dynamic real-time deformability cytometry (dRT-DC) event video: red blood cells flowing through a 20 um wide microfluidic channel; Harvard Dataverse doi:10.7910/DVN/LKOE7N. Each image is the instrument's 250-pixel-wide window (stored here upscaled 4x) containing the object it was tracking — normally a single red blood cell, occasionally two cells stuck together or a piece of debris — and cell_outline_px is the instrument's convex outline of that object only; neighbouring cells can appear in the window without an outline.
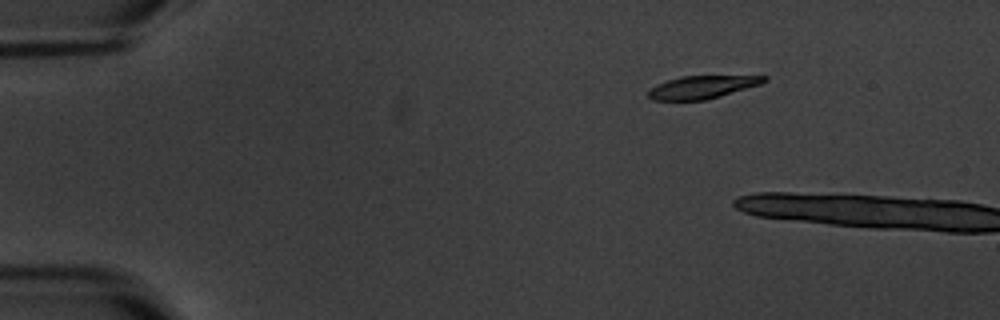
{"species": "common noctule bat (a hibernating species)", "species_latin": "Nyctalus noctula", "temperature_condition": "warm", "stored_images_in_passage": 3, "segment_of_instrument_passage": [2, 2], "camera_frame_rate_fps": 3000, "um_per_image_px": 0.085, "animal": {"sex": "male", "body_mass_g": 20.1, "forearm_length_mm": 53.5}, "frame": {"image": 1, "passage_image": 3, "time_ms": 3.333, "image_size_px": [1000, 320], "cell_outline_px": [[768, 80], [760, 84], [720, 96], [704, 100], [652, 100], [648, 96], [648, 92], [656, 84], [680, 76], [768, 76]], "centroid_in_image_um": [59.67, 7.4], "position_along_channel_um": 25.3, "area_um2": 15.2}}